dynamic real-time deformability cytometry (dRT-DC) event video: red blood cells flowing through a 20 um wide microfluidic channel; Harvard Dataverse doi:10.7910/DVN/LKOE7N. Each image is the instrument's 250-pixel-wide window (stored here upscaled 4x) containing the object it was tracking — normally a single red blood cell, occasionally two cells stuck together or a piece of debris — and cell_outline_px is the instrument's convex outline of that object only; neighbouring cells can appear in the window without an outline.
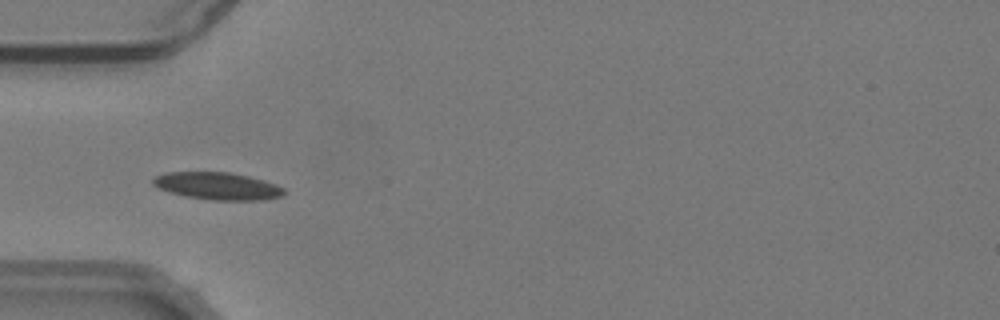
{"species": "common noctule bat (a hibernating species)", "species_latin": "Nyctalus noctula", "temperature_condition": "warm", "stored_images_in_passage": 42, "camera_frame_rate_fps": 3000, "um_per_image_px": 0.085, "animal": {"sex": "male", "body_mass_g": 19.2, "forearm_length_mm": 51.8}, "frame": {"image": 1, "passage_image": 5, "time_ms": 1.333, "image_size_px": [1000, 320], "cell_outline_px": [[284, 192], [280, 196], [264, 200], [212, 200], [184, 196], [160, 188], [152, 184], [152, 180], [156, 176], [168, 172], [228, 172], [248, 176], [264, 180], [276, 184], [284, 188]], "centroid_in_image_um": [18.51, 15.81], "position_along_channel_um": 66.5, "area_um2": 20.69}}
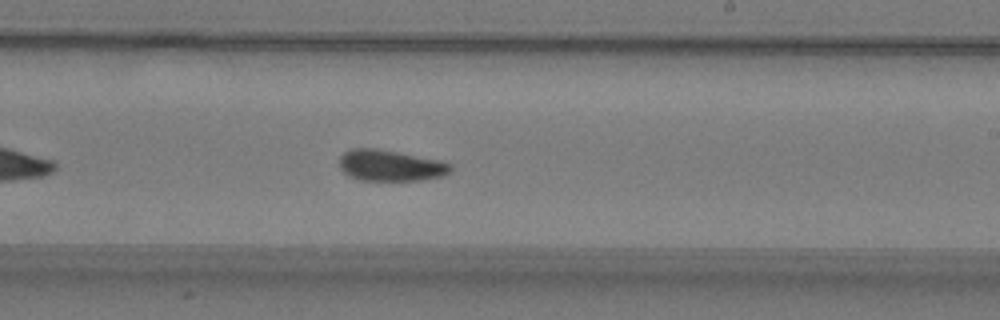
{"frame": {"image": 2, "passage_image": 20, "time_ms": 6.333, "image_size_px": [1000, 320], "cell_outline_px": [[452, 168], [448, 172], [440, 176], [420, 180], [360, 180], [348, 176], [340, 168], [340, 156], [344, 152], [352, 148], [376, 148], [436, 160], [448, 164]], "centroid_in_image_um": [33.09, 14.07], "position_along_channel_um": 255.9, "area_um2": 19.71}}
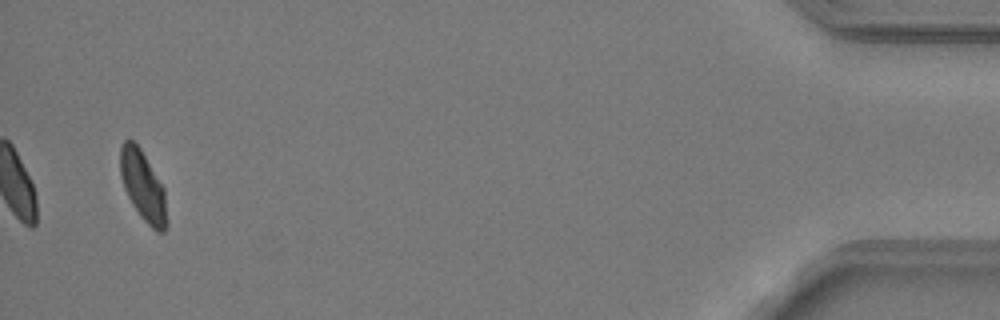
{"frame": {"image": 3, "passage_image": 40, "time_ms": 13.0, "image_size_px": [1000, 320], "cell_outline_px": [[168, 224], [164, 232], [156, 232], [140, 216], [132, 204], [124, 188], [120, 176], [120, 144], [128, 136], [140, 148], [164, 188], [168, 220]], "centroid_in_image_um": [12.15, 15.81], "position_along_channel_um": 423.0, "area_um2": 19.19}, "authors_computed_cell_mechanics": {"area_um2": 19.9988, "velocity_mm_per_s": 3.7845, "shape_relaxation_time_tau1_ms": 7.2065, "shape_relaxation_time_tau2_ms": 2.2002, "deformation_change_tau1": 0.1687, "deformation_change_tau2": 0.0579}}